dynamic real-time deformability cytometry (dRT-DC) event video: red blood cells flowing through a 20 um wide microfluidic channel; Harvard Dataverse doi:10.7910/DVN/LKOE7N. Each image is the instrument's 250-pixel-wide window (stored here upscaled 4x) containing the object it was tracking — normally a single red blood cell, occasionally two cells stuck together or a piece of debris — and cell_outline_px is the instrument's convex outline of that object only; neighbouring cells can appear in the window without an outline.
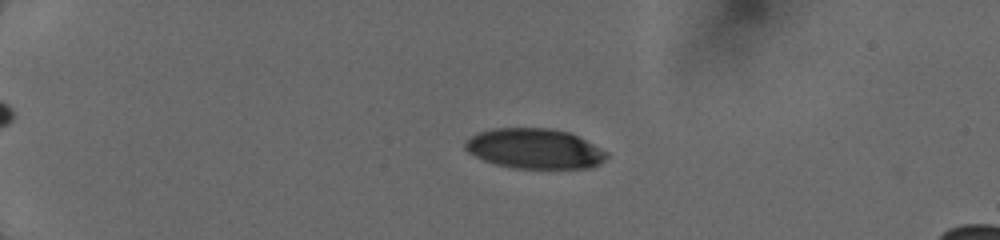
{"species": "human", "species_latin": "Homo sapiens", "temperature_condition": "cold", "stored_images_in_passage": 27, "camera_frame_rate_fps": 3000, "um_per_image_px": 0.085, "donor": {"sex": "female"}, "frame": {"image": 1, "passage_image": 19, "time_ms": 4.333, "image_size_px": [1000, 240], "cell_outline_px": [[608, 156], [600, 164], [592, 168], [512, 168], [496, 164], [484, 160], [468, 152], [464, 148], [464, 140], [480, 132], [492, 128], [548, 128], [568, 132], [608, 152]], "centroid_in_image_um": [45.42, 12.64], "position_along_channel_um": 39.6, "area_um2": 32.95}}